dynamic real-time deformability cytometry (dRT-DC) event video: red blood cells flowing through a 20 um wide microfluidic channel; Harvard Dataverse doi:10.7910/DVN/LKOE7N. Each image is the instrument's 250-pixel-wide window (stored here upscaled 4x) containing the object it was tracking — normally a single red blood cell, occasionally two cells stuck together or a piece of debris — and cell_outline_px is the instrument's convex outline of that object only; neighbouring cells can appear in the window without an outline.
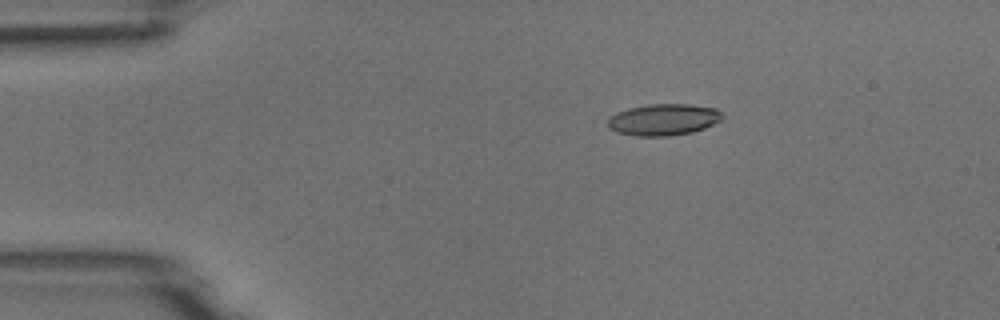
{"species": "common noctule bat (a hibernating species)", "species_latin": "Nyctalus noctula", "temperature_condition": "room temperature", "stored_images_in_passage": 5, "camera_frame_rate_fps": 3000, "um_per_image_px": 0.085, "animal": {"sex": "male", "body_mass_g": 18.8}, "frame": {"image": 1, "passage_image": 3, "time_ms": 2.667, "image_size_px": [1000, 320], "cell_outline_px": [[724, 116], [720, 120], [704, 128], [692, 132], [668, 136], [636, 136], [616, 132], [608, 128], [608, 116], [616, 112], [628, 108], [648, 104], [688, 104], [716, 108]], "centroid_in_image_um": [56.35, 10.16], "position_along_channel_um": 28.6, "area_um2": 21.15}}